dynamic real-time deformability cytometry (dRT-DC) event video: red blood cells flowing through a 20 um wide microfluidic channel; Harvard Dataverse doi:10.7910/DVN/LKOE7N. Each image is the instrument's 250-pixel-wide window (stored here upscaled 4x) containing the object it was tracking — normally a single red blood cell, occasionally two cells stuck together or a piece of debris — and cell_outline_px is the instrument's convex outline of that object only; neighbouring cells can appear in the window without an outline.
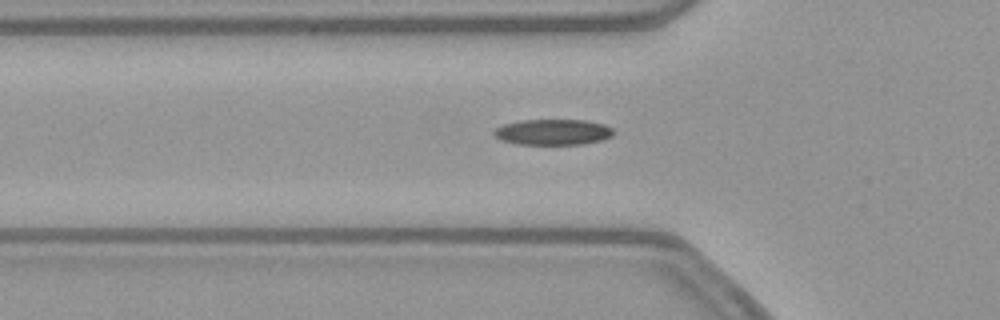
{"species": "common noctule bat (a hibernating species)", "species_latin": "Nyctalus noctula", "temperature_condition": "warm", "stored_images_in_passage": 40, "camera_frame_rate_fps": 3000, "um_per_image_px": 0.085, "animal": {"sex": "female", "body_mass_g": 21.9}, "frame": {"image": 1, "passage_image": 5, "time_ms": 1.333, "image_size_px": [1000, 320], "cell_outline_px": [[612, 136], [604, 140], [584, 144], [516, 144], [500, 140], [492, 132], [496, 128], [504, 124], [524, 120], [584, 120], [604, 124], [612, 128]], "centroid_in_image_um": [47.01, 11.23], "position_along_channel_um": 78.8, "area_um2": 17.92}}
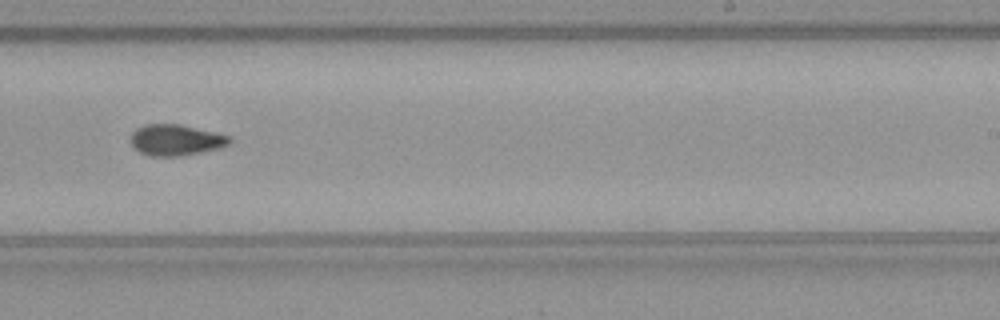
{"frame": {"image": 2, "passage_image": 20, "time_ms": 6.333, "image_size_px": [1000, 320], "cell_outline_px": [[232, 144], [220, 148], [184, 156], [148, 156], [140, 152], [128, 140], [132, 132], [136, 128], [144, 124], [180, 124], [216, 132], [228, 136], [232, 140]], "centroid_in_image_um": [14.95, 11.9], "position_along_channel_um": 274.1, "area_um2": 18.21}}
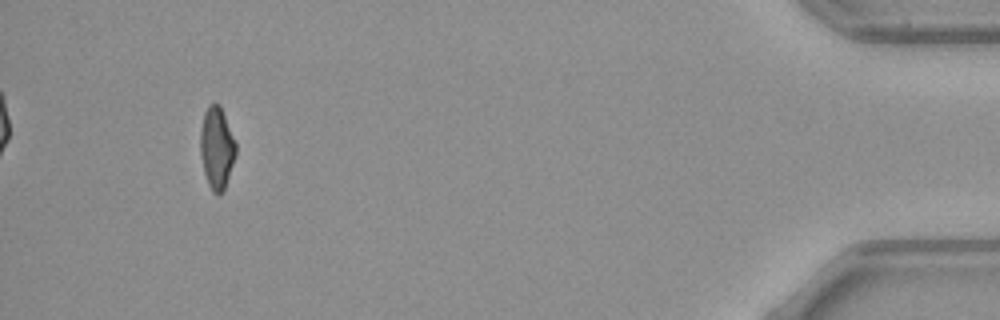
{"frame": {"image": 3, "passage_image": 37, "time_ms": 12.0, "image_size_px": [1000, 320], "cell_outline_px": [[236, 156], [224, 192], [220, 196], [216, 196], [212, 192], [208, 184], [204, 172], [200, 152], [200, 128], [204, 112], [208, 104], [220, 104], [236, 144]], "centroid_in_image_um": [18.42, 12.62], "position_along_channel_um": 416.8, "area_um2": 17.28}, "authors_computed_cell_mechanics": {"area_um2": 17.7735, "velocity_mm_per_s": 3.8879, "shape_relaxation_time_tau1_ms": 8.2866, "shape_relaxation_time_tau2_ms": 4.9561, "deformation_change_tau1": 0.2056, "deformation_change_tau2": 0.1151}}